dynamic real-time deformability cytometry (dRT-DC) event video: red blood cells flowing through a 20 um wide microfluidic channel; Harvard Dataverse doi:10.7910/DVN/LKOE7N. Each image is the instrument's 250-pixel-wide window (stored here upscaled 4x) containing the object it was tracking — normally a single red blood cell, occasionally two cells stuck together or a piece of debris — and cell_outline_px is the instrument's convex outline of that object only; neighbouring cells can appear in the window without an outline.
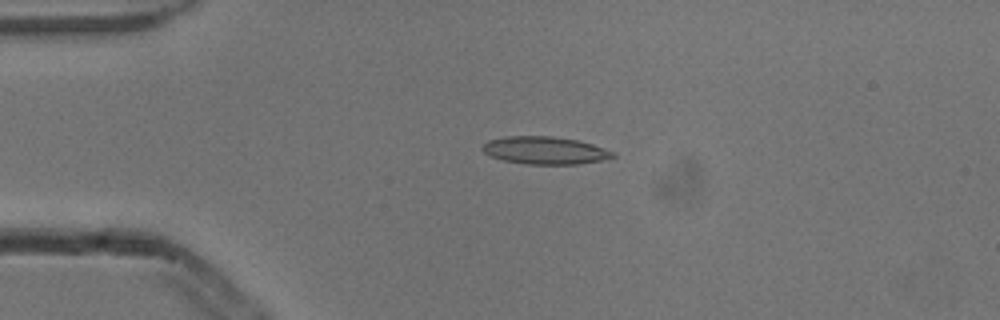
{"species": "common noctule bat (a hibernating species)", "species_latin": "Nyctalus noctula", "temperature_condition": "cold", "stored_images_in_passage": 5, "camera_frame_rate_fps": 3000, "um_per_image_px": 0.085, "animal": {"sex": "male", "body_mass_g": 13.3}, "frame": {"image": 1, "passage_image": 4, "time_ms": 1.0, "image_size_px": [1000, 320], "cell_outline_px": [[616, 156], [600, 160], [576, 164], [528, 164], [504, 160], [492, 156], [484, 152], [480, 148], [488, 140], [504, 136], [552, 136], [576, 140], [592, 144], [604, 148], [612, 152]], "centroid_in_image_um": [46.28, 12.77], "position_along_channel_um": 38.7, "area_um2": 20.69}}